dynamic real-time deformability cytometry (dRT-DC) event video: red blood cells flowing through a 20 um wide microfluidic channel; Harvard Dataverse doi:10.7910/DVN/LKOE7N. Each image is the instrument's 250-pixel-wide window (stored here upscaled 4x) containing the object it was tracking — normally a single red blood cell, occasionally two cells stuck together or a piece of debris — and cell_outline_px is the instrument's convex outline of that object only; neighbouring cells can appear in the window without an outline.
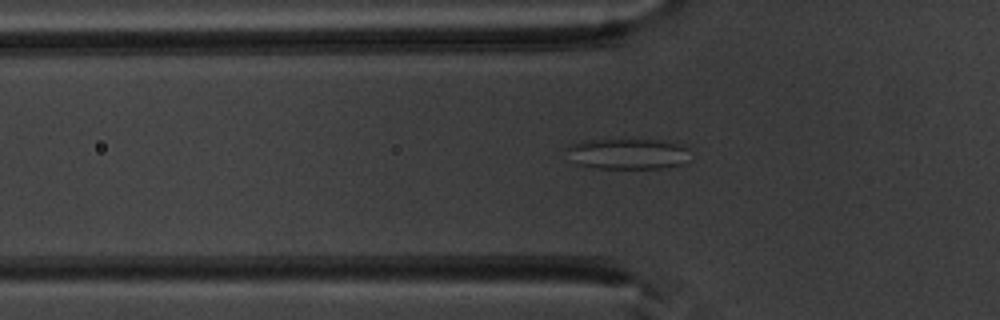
{"species": "common noctule bat (a hibernating species)", "species_latin": "Nyctalus noctula", "temperature_condition": "warm", "stored_images_in_passage": 52, "camera_frame_rate_fps": 3000, "um_per_image_px": 0.085, "animal": {"sex": "male", "body_mass_g": 20.1, "forearm_length_mm": 53.5}, "frame": {"image": 1, "passage_image": 18, "time_ms": 5.667, "image_size_px": [1000, 320], "cell_outline_px": [[688, 148], [684, 164], [660, 168], [592, 168], [576, 164], [568, 148], [572, 144], [584, 140], [656, 140], [688, 144]], "centroid_in_image_um": [53.42, 13.07], "position_along_channel_um": 72.4, "area_um2": 21.85}}
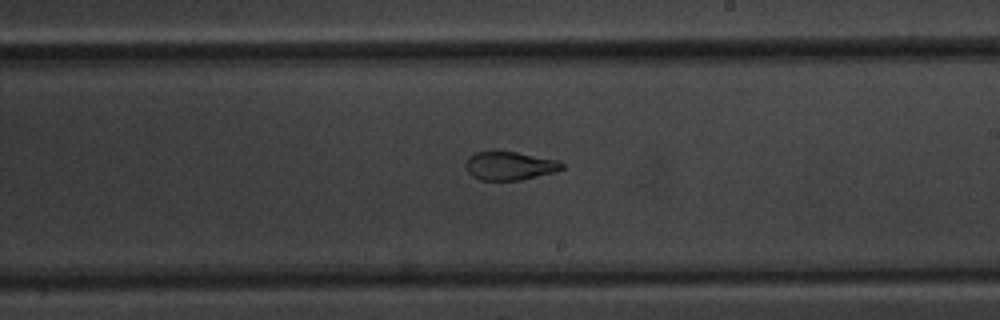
{"frame": {"image": 2, "passage_image": 31, "time_ms": 10.0, "image_size_px": [1000, 320], "cell_outline_px": [[564, 168], [556, 172], [520, 180], [480, 180], [472, 176], [468, 172], [464, 164], [468, 156], [476, 152], [488, 148], [492, 148], [516, 152], [556, 160], [564, 164]], "centroid_in_image_um": [43.25, 14.05], "position_along_channel_um": 245.7, "area_um2": 16.53}}
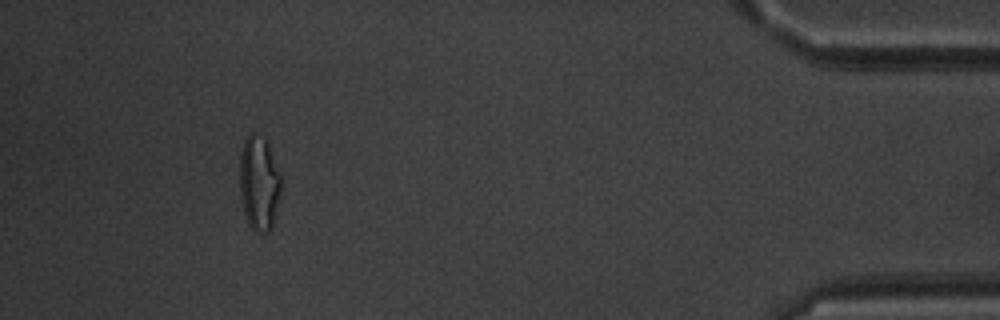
{"frame": {"image": 3, "passage_image": 48, "time_ms": 15.667, "image_size_px": [1000, 320], "cell_outline_px": [[280, 192], [272, 228], [268, 232], [256, 232], [248, 224], [244, 212], [240, 196], [240, 152], [244, 140], [252, 132], [264, 136], [268, 140], [280, 176]], "centroid_in_image_um": [22.01, 15.53], "position_along_channel_um": 413.2, "area_um2": 22.89}, "authors_computed_cell_mechanics": {"area_um2": 20.808, "velocity_mm_per_s": 3.9803, "shape_relaxation_time_tau1_ms": null, "shape_relaxation_time_tau2_ms": 1.0443, "deformation_change_tau1": null, "deformation_change_tau2": 0.0797}}